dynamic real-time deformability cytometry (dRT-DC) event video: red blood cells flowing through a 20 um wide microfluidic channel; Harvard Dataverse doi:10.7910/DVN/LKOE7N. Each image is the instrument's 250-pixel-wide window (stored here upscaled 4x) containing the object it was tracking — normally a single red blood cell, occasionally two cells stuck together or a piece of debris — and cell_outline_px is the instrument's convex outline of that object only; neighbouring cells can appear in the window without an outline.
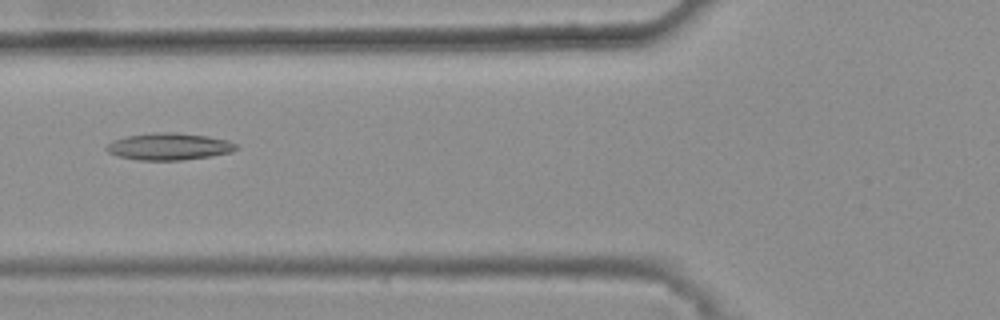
{"species": "common noctule bat (a hibernating species)", "species_latin": "Nyctalus noctula", "temperature_condition": "warm", "stored_images_in_passage": 34, "camera_frame_rate_fps": 3000, "um_per_image_px": 0.085, "animal": {"sex": "female", "body_mass_g": 25.1}, "frame": {"image": 1, "passage_image": 7, "time_ms": 2.0, "image_size_px": [1000, 320], "cell_outline_px": [[240, 148], [232, 152], [212, 156], [180, 160], [140, 160], [120, 156], [108, 152], [104, 148], [112, 140], [128, 136], [152, 132], [176, 132], [208, 136], [228, 140], [236, 144]], "centroid_in_image_um": [14.4, 12.44], "position_along_channel_um": 111.4, "area_um2": 20.46}}
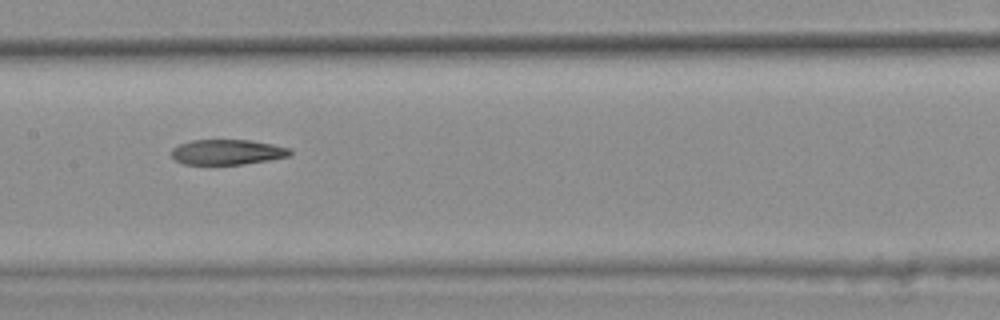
{"frame": {"image": 2, "passage_image": 13, "time_ms": 4.0, "image_size_px": [1000, 320], "cell_outline_px": [[292, 152], [288, 156], [268, 160], [244, 164], [184, 164], [176, 160], [172, 156], [172, 148], [180, 144], [192, 140], [252, 140], [272, 144], [288, 148]], "centroid_in_image_um": [19.31, 12.92], "position_along_channel_um": 188.1, "area_um2": 17.22}}
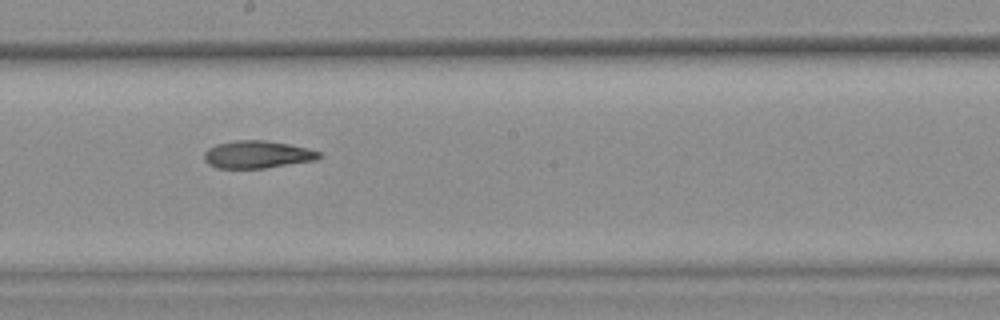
{"frame": {"image": 3, "passage_image": 16, "time_ms": 5.0, "image_size_px": [1000, 320], "cell_outline_px": [[320, 156], [316, 160], [264, 168], [216, 168], [208, 164], [204, 160], [204, 152], [208, 148], [216, 144], [236, 140], [264, 140], [288, 144], [308, 148], [320, 152]], "centroid_in_image_um": [21.83, 13.13], "position_along_channel_um": 226.4, "area_um2": 18.38}, "authors_computed_cell_mechanics": {"area_um2": 18.6116, "velocity_mm_per_s": 3.837, "shape_relaxation_time_tau1_ms": null, "shape_relaxation_time_tau2_ms": 9.5703, "deformation_change_tau1": null, "deformation_change_tau2": 0.2188}}